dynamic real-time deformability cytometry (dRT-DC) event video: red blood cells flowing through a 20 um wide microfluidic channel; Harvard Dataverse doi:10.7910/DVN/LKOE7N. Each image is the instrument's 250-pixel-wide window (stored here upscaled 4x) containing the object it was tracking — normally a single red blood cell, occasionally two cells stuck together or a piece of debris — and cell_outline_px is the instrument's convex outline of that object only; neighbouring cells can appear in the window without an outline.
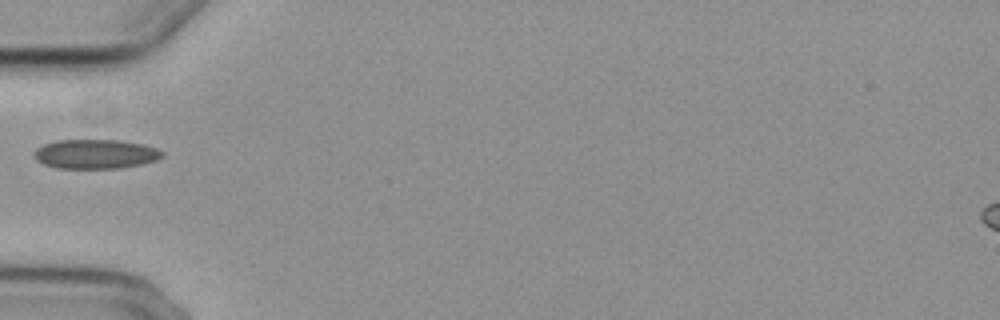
{"species": "common noctule bat (a hibernating species)", "species_latin": "Nyctalus noctula", "temperature_condition": "cold", "stored_images_in_passage": 37, "camera_frame_rate_fps": 3000, "um_per_image_px": 0.085, "animal": {"sex": "female", "body_mass_g": 29.2, "forearm_length_mm": 56.3}, "frame": {"image": 1, "passage_image": 1, "time_ms": 0.0, "image_size_px": [1000, 320], "cell_outline_px": [[164, 156], [156, 160], [144, 164], [120, 168], [56, 168], [44, 164], [36, 160], [32, 156], [32, 152], [36, 148], [44, 144], [56, 140], [120, 140], [144, 144], [156, 148], [164, 152]], "centroid_in_image_um": [8.11, 13.09], "position_along_channel_um": 76.9, "area_um2": 22.2}}
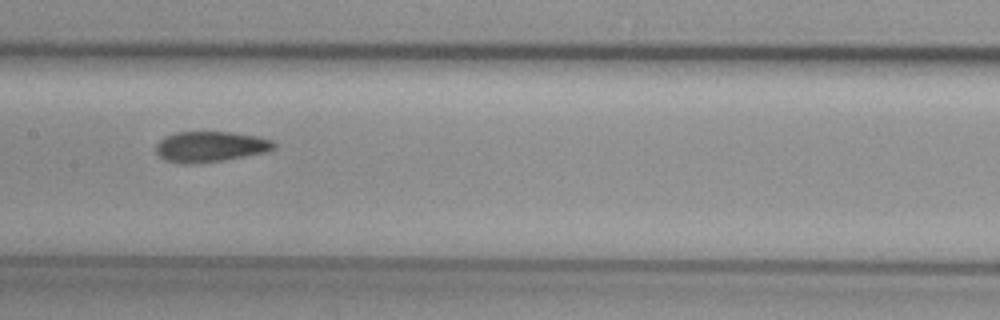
{"frame": {"image": 2, "passage_image": 10, "time_ms": 3.0, "image_size_px": [1000, 320], "cell_outline_px": [[276, 148], [268, 152], [224, 160], [192, 164], [180, 164], [164, 160], [156, 152], [156, 144], [164, 136], [176, 132], [232, 132], [256, 136], [272, 140], [276, 144]], "centroid_in_image_um": [17.88, 12.47], "position_along_channel_um": 189.5, "area_um2": 21.27}}
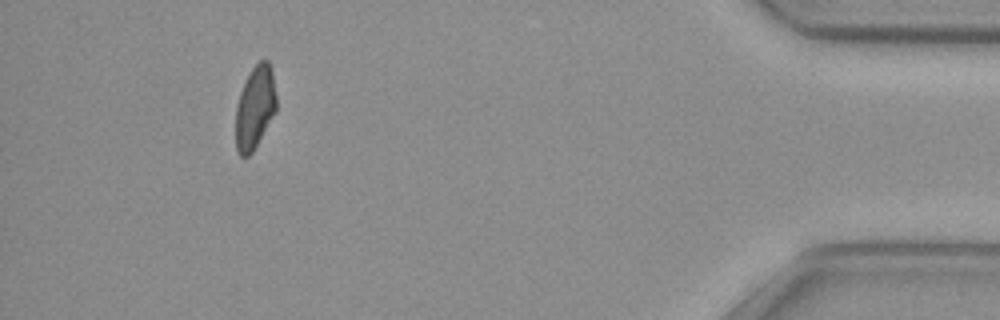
{"frame": {"image": 3, "passage_image": 33, "time_ms": 10.667, "image_size_px": [1000, 320], "cell_outline_px": [[276, 112], [252, 152], [248, 156], [240, 156], [236, 148], [236, 108], [240, 92], [252, 68], [260, 60], [268, 60], [272, 68], [276, 96]], "centroid_in_image_um": [21.68, 9.13], "position_along_channel_um": 413.5, "area_um2": 19.54}}